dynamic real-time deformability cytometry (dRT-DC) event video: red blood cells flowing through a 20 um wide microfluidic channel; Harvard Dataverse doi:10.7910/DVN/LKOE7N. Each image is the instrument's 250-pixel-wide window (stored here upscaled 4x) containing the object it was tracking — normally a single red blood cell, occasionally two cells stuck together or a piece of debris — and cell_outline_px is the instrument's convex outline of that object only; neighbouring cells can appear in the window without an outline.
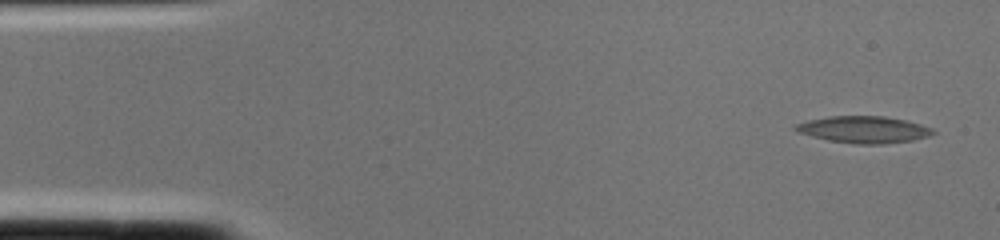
{"species": "common noctule bat (a hibernating species)", "species_latin": "Nyctalus noctula", "temperature_condition": "cold", "stored_images_in_passage": 2, "camera_frame_rate_fps": 3000, "um_per_image_px": 0.085, "animal": {"sex": "female", "body_mass_g": 22.0, "forearm_length_mm": 56.7}, "frame": {"image": 1, "passage_image": 1, "time_ms": 0.0, "image_size_px": [1000, 240], "cell_outline_px": [[936, 132], [928, 136], [912, 140], [880, 144], [856, 144], [828, 140], [796, 132], [792, 128], [796, 124], [808, 120], [828, 116], [884, 116], [904, 120], [920, 124], [932, 128]], "centroid_in_image_um": [73.38, 11.01], "position_along_channel_um": 11.6, "area_um2": 21.39}}
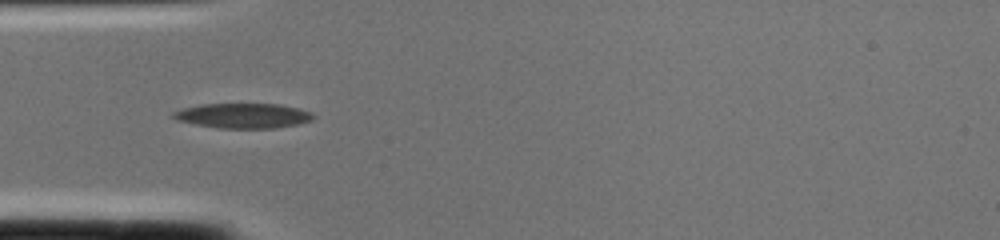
{"frame": {"image": 2, "passage_image": 2, "time_ms": 0.333, "image_size_px": [1000, 240], "cell_outline_px": [[316, 116], [312, 120], [300, 124], [276, 128], [220, 128], [196, 124], [176, 120], [168, 116], [172, 112], [184, 108], [200, 104], [276, 104], [300, 108], [312, 112]], "centroid_in_image_um": [20.68, 9.83], "position_along_channel_um": 64.3, "area_um2": 20.52}}